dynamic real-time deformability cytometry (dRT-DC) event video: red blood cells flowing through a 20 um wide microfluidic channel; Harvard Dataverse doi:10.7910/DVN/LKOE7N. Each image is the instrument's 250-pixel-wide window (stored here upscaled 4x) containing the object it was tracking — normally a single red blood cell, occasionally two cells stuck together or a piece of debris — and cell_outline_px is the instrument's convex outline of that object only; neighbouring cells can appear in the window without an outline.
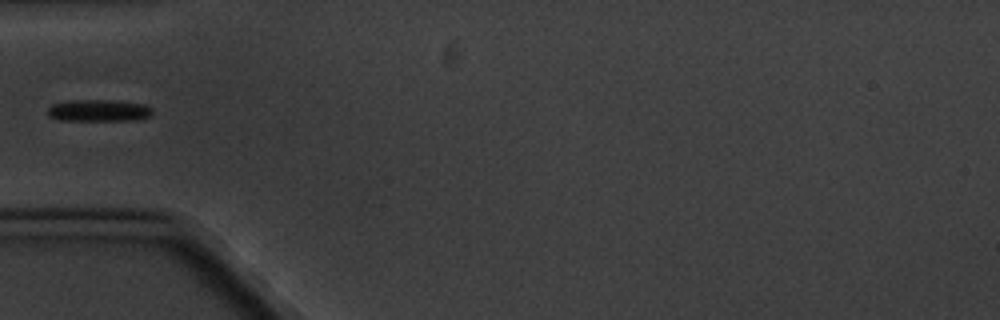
{"species": "common noctule bat (a hibernating species)", "species_latin": "Nyctalus noctula", "temperature_condition": "cold", "stored_images_in_passage": 7, "camera_frame_rate_fps": 3000, "um_per_image_px": 0.085, "animal": {"sex": "male", "body_mass_g": 20.1, "forearm_length_mm": 53.5}, "frame": {"image": 1, "passage_image": 1, "time_ms": 0.0, "image_size_px": [1000, 320], "cell_outline_px": [[152, 116], [136, 120], [60, 120], [48, 116], [48, 108], [52, 104], [68, 100], [120, 100], [144, 104], [152, 108]], "centroid_in_image_um": [8.42, 9.38], "position_along_channel_um": 76.6, "area_um2": 13.53}}
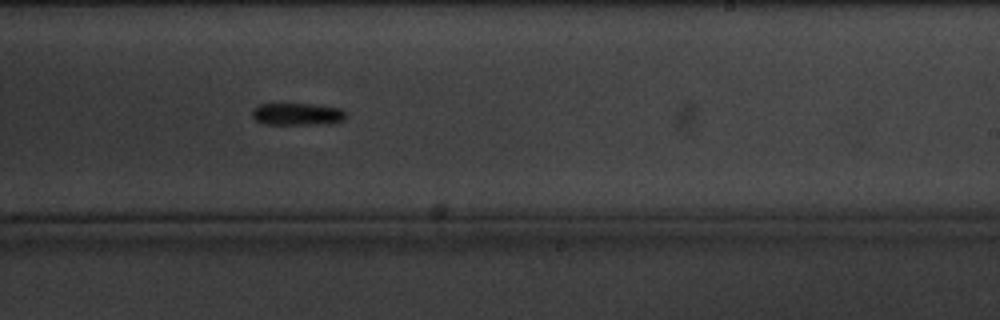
{"frame": {"image": 2, "passage_image": 6, "time_ms": 5.667, "image_size_px": [1000, 320], "cell_outline_px": [[344, 120], [328, 124], [264, 124], [256, 120], [252, 116], [252, 108], [260, 104], [312, 104], [340, 108], [344, 112]], "centroid_in_image_um": [25.24, 9.7], "position_along_channel_um": 263.8, "area_um2": 12.08}}
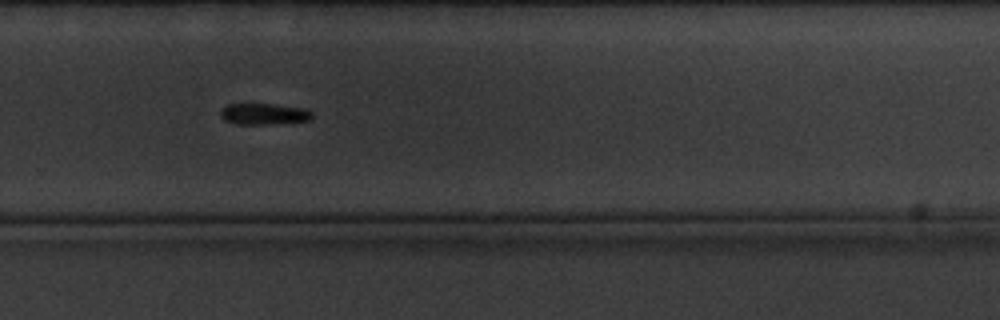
{"frame": {"image": 3, "passage_image": 7, "time_ms": 7.0, "image_size_px": [1000, 320], "cell_outline_px": [[312, 116], [308, 120], [264, 124], [236, 124], [224, 120], [220, 116], [220, 108], [228, 104], [272, 104], [304, 108], [312, 112]], "centroid_in_image_um": [22.36, 9.67], "position_along_channel_um": 307.4, "area_um2": 11.21}}